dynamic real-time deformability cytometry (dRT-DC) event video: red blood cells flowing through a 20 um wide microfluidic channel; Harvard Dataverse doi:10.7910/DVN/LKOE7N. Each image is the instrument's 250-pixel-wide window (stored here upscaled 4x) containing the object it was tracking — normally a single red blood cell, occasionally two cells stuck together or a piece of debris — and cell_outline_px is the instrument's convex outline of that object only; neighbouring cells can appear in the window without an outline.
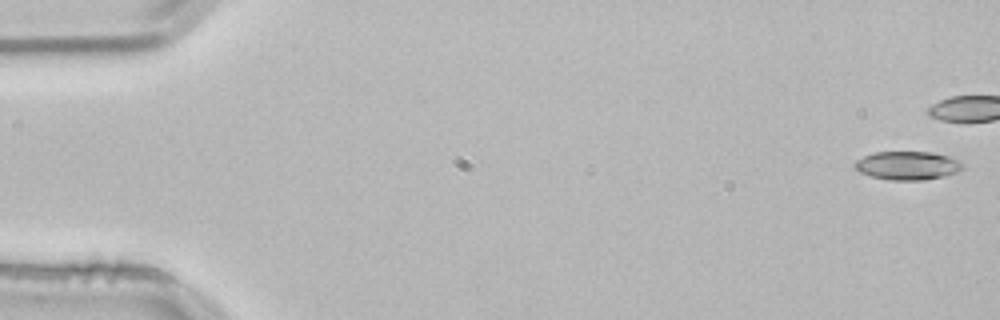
{"species": "common noctule bat (a hibernating species)", "species_latin": "Nyctalus noctula", "temperature_condition": "room temperature", "stored_images_in_passage": 42, "camera_frame_rate_fps": 3000, "um_per_image_px": 0.085, "animal": {"sex": "male", "body_mass_g": 21.5, "forearm_length_mm": 52.0}, "frame": {"image": 1, "passage_image": 1, "time_ms": 0.0, "image_size_px": [1000, 320], "cell_outline_px": [[964, 168], [956, 172], [944, 176], [924, 180], [888, 180], [868, 176], [860, 172], [852, 164], [856, 160], [864, 156], [876, 152], [932, 152], [948, 156], [964, 164]], "centroid_in_image_um": [77.12, 14.08], "position_along_channel_um": 7.9, "area_um2": 17.98}}
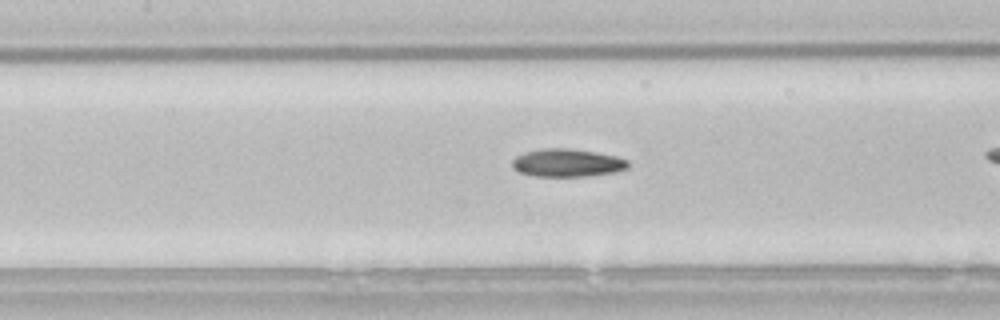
{"frame": {"image": 2, "passage_image": 24, "time_ms": 7.667, "image_size_px": [1000, 320], "cell_outline_px": [[628, 168], [616, 172], [588, 176], [532, 176], [520, 172], [512, 168], [512, 160], [516, 156], [524, 152], [544, 148], [568, 148], [616, 156], [628, 160]], "centroid_in_image_um": [48.19, 13.85], "position_along_channel_um": 159.2, "area_um2": 18.84}}